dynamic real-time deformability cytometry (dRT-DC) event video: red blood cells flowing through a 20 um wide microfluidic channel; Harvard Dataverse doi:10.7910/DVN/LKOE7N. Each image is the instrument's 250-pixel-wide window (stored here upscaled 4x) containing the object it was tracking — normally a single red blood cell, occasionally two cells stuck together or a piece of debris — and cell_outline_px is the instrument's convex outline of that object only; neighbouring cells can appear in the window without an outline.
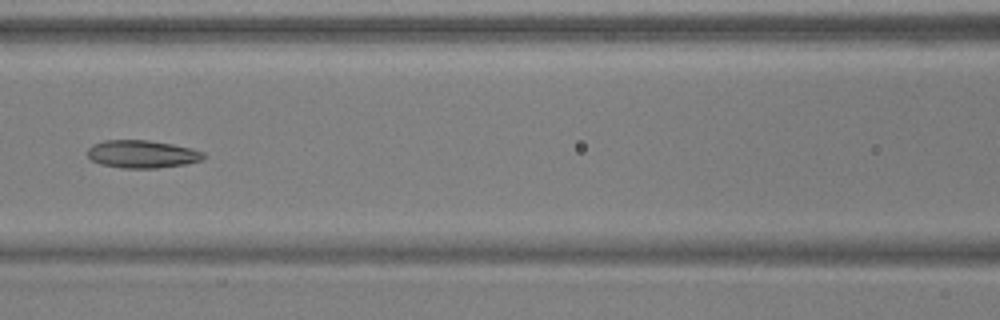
{"species": "common noctule bat (a hibernating species)", "species_latin": "Nyctalus noctula", "temperature_condition": "warm", "stored_images_in_passage": 7, "camera_frame_rate_fps": 3000, "um_per_image_px": 0.085, "animal": {"sex": "male", "body_mass_g": 17.9, "forearm_length_mm": 54.2}, "frame": {"image": 1, "passage_image": 7, "time_ms": 2.0, "image_size_px": [1000, 320], "cell_outline_px": [[208, 156], [204, 160], [184, 164], [156, 168], [120, 168], [100, 164], [92, 160], [88, 156], [88, 148], [92, 144], [104, 140], [148, 140], [172, 144], [192, 148], [204, 152]], "centroid_in_image_um": [12.11, 13.1], "position_along_channel_um": 154.5, "area_um2": 18.96}}